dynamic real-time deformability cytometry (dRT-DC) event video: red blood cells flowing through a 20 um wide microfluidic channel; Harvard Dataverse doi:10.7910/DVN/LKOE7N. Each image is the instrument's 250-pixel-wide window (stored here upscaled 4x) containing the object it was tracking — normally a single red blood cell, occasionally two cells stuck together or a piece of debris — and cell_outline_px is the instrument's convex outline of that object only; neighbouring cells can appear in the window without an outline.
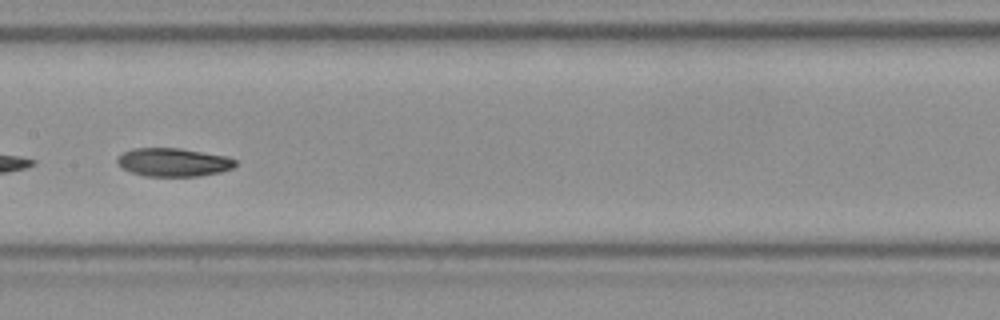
{"species": "Egyptian fruit bat (a non-hibernating species)", "species_latin": "Rousettus aegyptiacus", "temperature_condition": "room temperature", "stored_images_in_passage": 39, "segment_of_instrument_passage": [2, 2], "camera_frame_rate_fps": 3000, "um_per_image_px": 0.085, "frame": {"image": 1, "passage_image": 26, "time_ms": 8.333, "image_size_px": [1000, 320], "cell_outline_px": [[236, 164], [232, 168], [220, 172], [200, 176], [144, 176], [132, 172], [124, 168], [116, 160], [124, 152], [132, 148], [180, 148], [228, 156], [236, 160]], "centroid_in_image_um": [14.78, 13.79], "position_along_channel_um": 192.6, "area_um2": 19.42}}
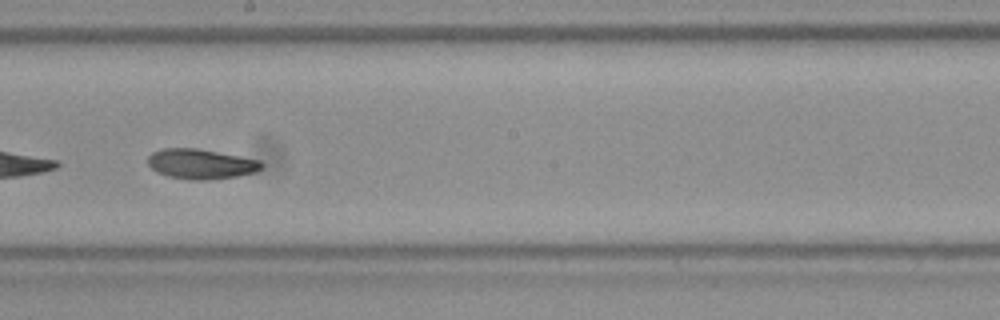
{"frame": {"image": 2, "passage_image": 29, "time_ms": 9.333, "image_size_px": [1000, 320], "cell_outline_px": [[264, 168], [256, 172], [236, 176], [208, 180], [192, 180], [168, 176], [156, 172], [148, 164], [148, 156], [152, 152], [160, 148], [196, 148], [240, 156], [260, 160], [264, 164]], "centroid_in_image_um": [17.08, 13.93], "position_along_channel_um": 231.1, "area_um2": 20.0}}
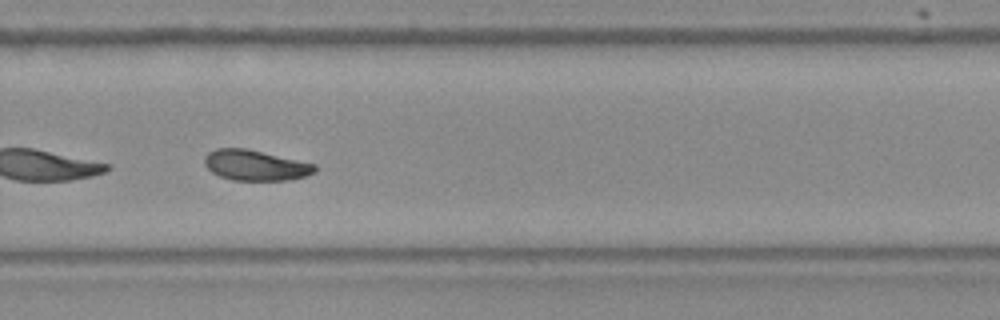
{"frame": {"image": 3, "passage_image": 35, "time_ms": 11.333, "image_size_px": [1000, 320], "cell_outline_px": [[316, 172], [308, 176], [288, 180], [232, 180], [220, 176], [212, 172], [204, 164], [204, 156], [208, 152], [216, 148], [244, 148], [316, 164]], "centroid_in_image_um": [21.71, 14.05], "position_along_channel_um": 308.1, "area_um2": 19.59}}